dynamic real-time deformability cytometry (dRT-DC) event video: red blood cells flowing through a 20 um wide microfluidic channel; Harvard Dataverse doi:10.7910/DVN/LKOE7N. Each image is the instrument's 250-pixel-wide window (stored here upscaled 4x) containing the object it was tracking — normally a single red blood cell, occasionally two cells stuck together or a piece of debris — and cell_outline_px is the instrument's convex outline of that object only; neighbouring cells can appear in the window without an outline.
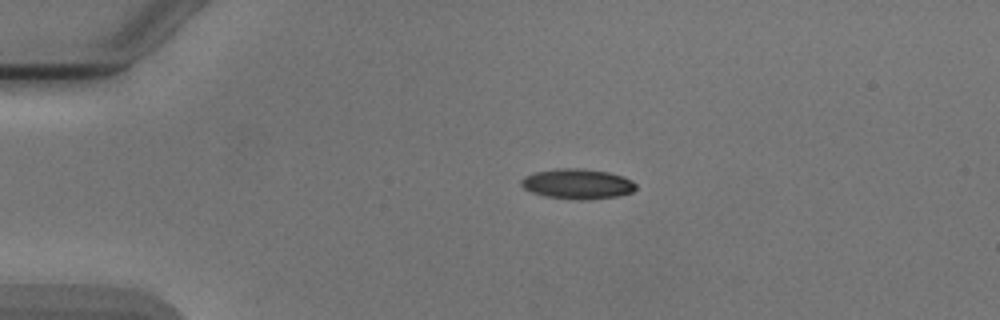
{"species": "Egyptian fruit bat (a non-hibernating species)", "species_latin": "Rousettus aegyptiacus", "temperature_condition": "cold", "stored_images_in_passage": 2, "camera_frame_rate_fps": 3000, "um_per_image_px": 0.085, "animal": {"sex": "male"}, "frame": {"image": 1, "passage_image": 1, "time_ms": 0.0, "image_size_px": [1000, 320], "cell_outline_px": [[636, 188], [632, 192], [616, 196], [588, 200], [576, 200], [544, 196], [532, 192], [524, 188], [520, 184], [520, 180], [524, 176], [536, 172], [556, 168], [584, 168], [608, 172], [624, 176], [632, 180], [636, 184]], "centroid_in_image_um": [49.08, 15.63], "position_along_channel_um": 35.9, "area_um2": 20.35}}